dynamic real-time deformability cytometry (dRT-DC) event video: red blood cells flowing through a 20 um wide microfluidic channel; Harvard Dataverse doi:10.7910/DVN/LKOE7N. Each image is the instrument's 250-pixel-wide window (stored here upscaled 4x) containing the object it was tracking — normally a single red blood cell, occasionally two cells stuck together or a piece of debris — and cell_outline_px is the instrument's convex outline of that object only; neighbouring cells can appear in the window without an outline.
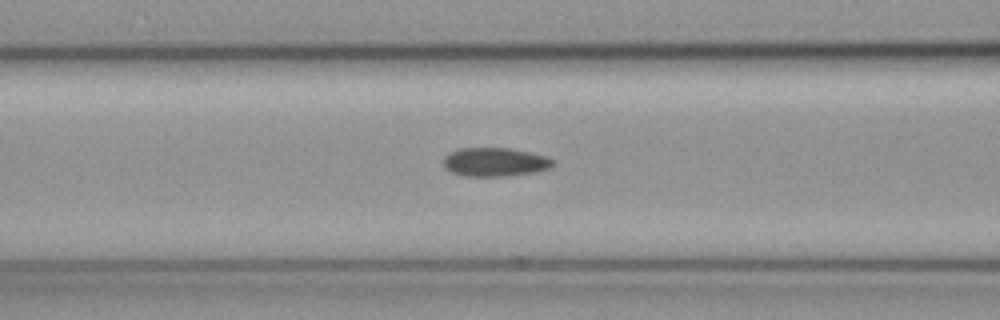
{"species": "common noctule bat (a hibernating species)", "species_latin": "Nyctalus noctula", "temperature_condition": "cold", "stored_images_in_passage": 38, "camera_frame_rate_fps": 3000, "um_per_image_px": 0.085, "animal": {"sex": "female", "body_mass_g": 19.3, "forearm_length_mm": 54.1}, "frame": {"image": 1, "passage_image": 17, "time_ms": 5.333, "image_size_px": [1000, 320], "cell_outline_px": [[556, 164], [548, 168], [536, 172], [504, 176], [460, 176], [444, 168], [444, 156], [448, 152], [460, 148], [508, 148], [528, 152], [544, 156], [556, 160]], "centroid_in_image_um": [42.05, 13.78], "position_along_channel_um": 124.6, "area_um2": 18.44}}